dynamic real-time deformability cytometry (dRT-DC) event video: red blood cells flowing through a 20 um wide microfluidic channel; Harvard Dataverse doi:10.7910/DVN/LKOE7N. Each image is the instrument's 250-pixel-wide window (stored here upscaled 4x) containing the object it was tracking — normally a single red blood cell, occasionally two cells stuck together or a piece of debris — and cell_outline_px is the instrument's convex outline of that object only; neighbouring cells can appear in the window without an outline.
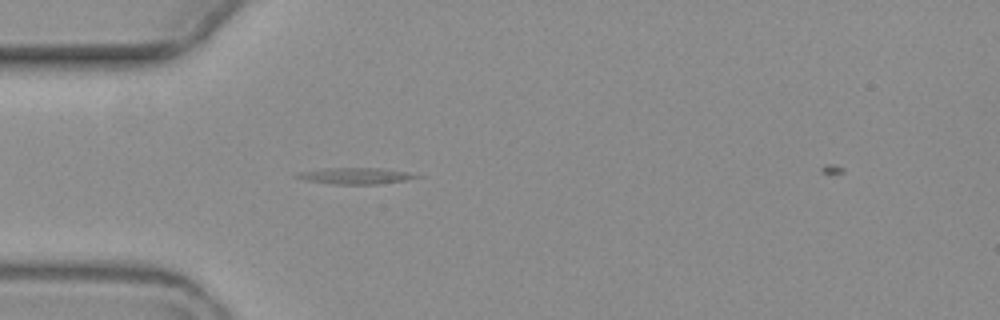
{"species": "common noctule bat (a hibernating species)", "species_latin": "Nyctalus noctula", "temperature_condition": "warm", "stored_images_in_passage": 1, "camera_frame_rate_fps": 3000, "um_per_image_px": 0.085, "animal": {"sex": "female", "body_mass_g": 19.3, "forearm_length_mm": 54.1}, "frame": {"image": 1, "passage_image": 1, "time_ms": 0.0, "image_size_px": [1000, 320], "cell_outline_px": [[424, 176], [404, 180], [376, 184], [332, 184], [304, 180], [292, 176], [300, 172], [324, 168], [380, 168], [408, 172]], "centroid_in_image_um": [30.18, 14.94], "position_along_channel_um": 54.8, "area_um2": 11.27}}